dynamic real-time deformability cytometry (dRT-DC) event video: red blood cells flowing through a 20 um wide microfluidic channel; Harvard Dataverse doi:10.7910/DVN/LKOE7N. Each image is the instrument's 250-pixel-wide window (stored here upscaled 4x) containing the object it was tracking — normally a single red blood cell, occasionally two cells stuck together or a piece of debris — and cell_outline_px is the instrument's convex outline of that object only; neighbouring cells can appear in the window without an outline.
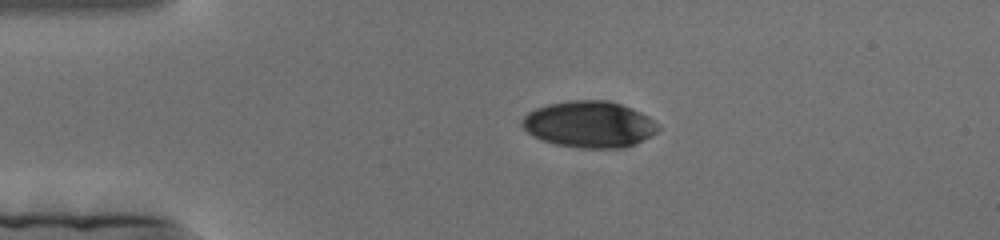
{"species": "human", "species_latin": "Homo sapiens", "temperature_condition": "cold", "stored_images_in_passage": 140, "camera_frame_rate_fps": 3000, "um_per_image_px": 0.085, "donor": {"sex": "female"}, "frame": {"image": 1, "passage_image": 1, "time_ms": 0.0, "image_size_px": [1000, 240], "cell_outline_px": [[660, 128], [656, 132], [636, 144], [624, 148], [576, 148], [556, 144], [532, 136], [520, 124], [520, 120], [528, 112], [536, 108], [548, 104], [568, 100], [608, 100], [632, 108], [648, 116], [660, 124]], "centroid_in_image_um": [50.09, 10.57], "position_along_channel_um": 34.9, "area_um2": 37.05}}
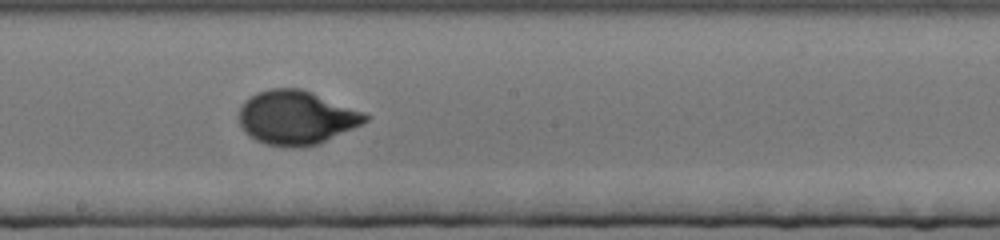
{"frame": {"image": 2, "passage_image": 61, "time_ms": 20.0, "image_size_px": [1000, 240], "cell_outline_px": [[372, 116], [368, 120], [352, 128], [316, 144], [296, 148], [292, 148], [268, 144], [256, 140], [248, 136], [244, 132], [240, 124], [240, 108], [244, 100], [256, 92], [268, 88], [300, 88], [312, 92], [364, 112]], "centroid_in_image_um": [25.15, 9.98], "position_along_channel_um": 223.0, "area_um2": 39.48}}
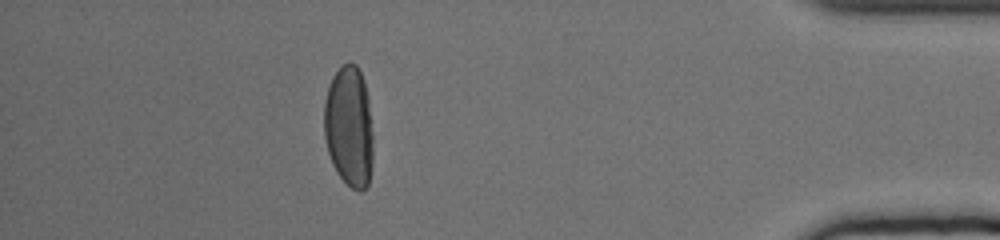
{"frame": {"image": 3, "passage_image": 120, "time_ms": 39.667, "image_size_px": [1000, 240], "cell_outline_px": [[372, 164], [368, 184], [360, 192], [352, 188], [336, 172], [332, 164], [328, 152], [324, 136], [324, 100], [332, 76], [340, 64], [348, 60], [356, 64], [364, 80], [368, 96], [372, 132]], "centroid_in_image_um": [29.66, 10.71], "position_along_channel_um": 405.5, "area_um2": 34.97}}